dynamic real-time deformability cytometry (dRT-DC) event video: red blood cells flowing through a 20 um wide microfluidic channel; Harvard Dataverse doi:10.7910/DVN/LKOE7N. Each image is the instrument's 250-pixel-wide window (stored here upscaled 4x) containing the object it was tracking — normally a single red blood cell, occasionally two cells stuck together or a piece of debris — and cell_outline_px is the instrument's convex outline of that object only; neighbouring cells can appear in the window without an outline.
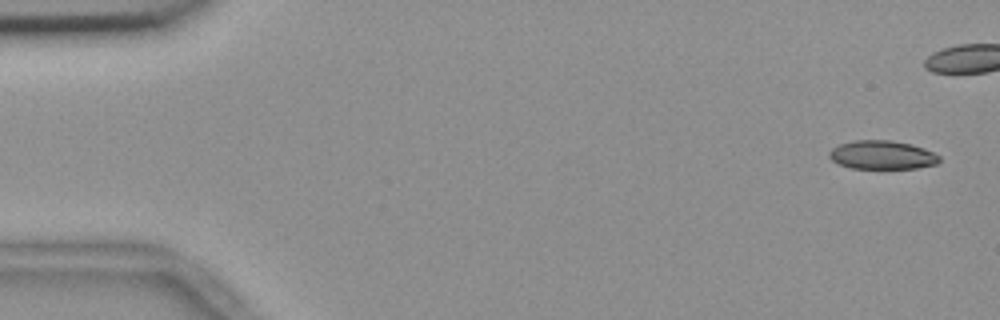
{"species": "common noctule bat (a hibernating species)", "species_latin": "Nyctalus noctula", "temperature_condition": "room temperature", "stored_images_in_passage": 6, "camera_frame_rate_fps": 3000, "um_per_image_px": 0.085, "animal": {"sex": "female", "body_mass_g": 18.4}, "frame": {"image": 1, "passage_image": 1, "time_ms": 0.0, "image_size_px": [1000, 320], "cell_outline_px": [[940, 160], [936, 164], [916, 168], [852, 168], [840, 164], [832, 160], [828, 156], [828, 152], [832, 148], [840, 144], [852, 140], [892, 140], [912, 144], [924, 148], [940, 156]], "centroid_in_image_um": [74.97, 13.16], "position_along_channel_um": 10.0, "area_um2": 18.38}}
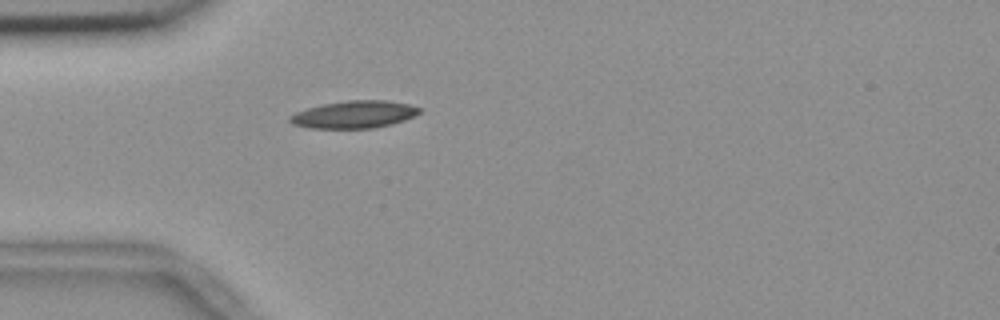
{"frame": {"image": 2, "passage_image": 6, "time_ms": 1.667, "image_size_px": [1000, 320], "cell_outline_px": [[420, 112], [404, 120], [392, 124], [372, 128], [308, 128], [292, 124], [288, 120], [288, 116], [296, 112], [308, 108], [324, 104], [348, 100], [388, 100], [408, 104], [420, 108]], "centroid_in_image_um": [30.07, 9.73], "position_along_channel_um": 54.9, "area_um2": 20.58}}